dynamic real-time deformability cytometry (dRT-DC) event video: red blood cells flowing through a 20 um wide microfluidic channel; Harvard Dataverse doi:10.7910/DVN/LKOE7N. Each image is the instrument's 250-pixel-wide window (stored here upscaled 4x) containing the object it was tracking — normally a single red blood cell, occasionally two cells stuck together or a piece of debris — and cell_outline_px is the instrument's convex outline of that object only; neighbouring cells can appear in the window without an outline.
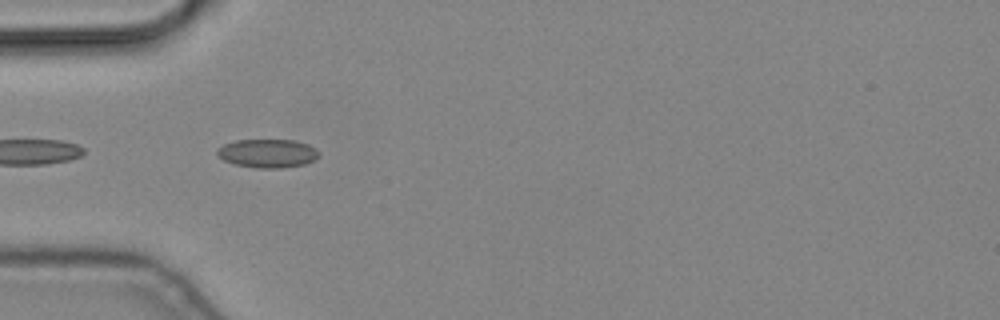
{"species": "common noctule bat (a hibernating species)", "species_latin": "Nyctalus noctula", "temperature_condition": "cold", "stored_images_in_passage": 6, "camera_frame_rate_fps": 3000, "um_per_image_px": 0.085, "animal": {"sex": "male", "body_mass_g": 19.2, "forearm_length_mm": 51.8}, "frame": {"image": 1, "passage_image": 5, "time_ms": 1.333, "image_size_px": [1000, 320], "cell_outline_px": [[320, 156], [304, 164], [280, 168], [256, 168], [236, 164], [224, 160], [216, 156], [216, 148], [224, 144], [236, 140], [296, 140], [308, 144], [316, 148], [320, 152]], "centroid_in_image_um": [22.74, 13.02], "position_along_channel_um": 62.3, "area_um2": 17.05}}
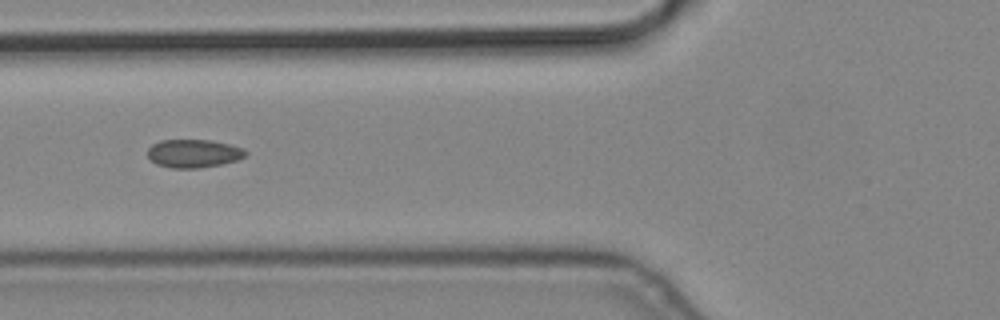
{"frame": {"image": 2, "passage_image": 6, "time_ms": 1.667, "image_size_px": [1000, 320], "cell_outline_px": [[248, 152], [244, 156], [236, 160], [220, 164], [200, 168], [172, 168], [156, 164], [148, 156], [148, 148], [152, 144], [160, 140], [208, 140], [228, 144], [244, 148]], "centroid_in_image_um": [16.44, 13.04], "position_along_channel_um": 109.4, "area_um2": 16.01}}